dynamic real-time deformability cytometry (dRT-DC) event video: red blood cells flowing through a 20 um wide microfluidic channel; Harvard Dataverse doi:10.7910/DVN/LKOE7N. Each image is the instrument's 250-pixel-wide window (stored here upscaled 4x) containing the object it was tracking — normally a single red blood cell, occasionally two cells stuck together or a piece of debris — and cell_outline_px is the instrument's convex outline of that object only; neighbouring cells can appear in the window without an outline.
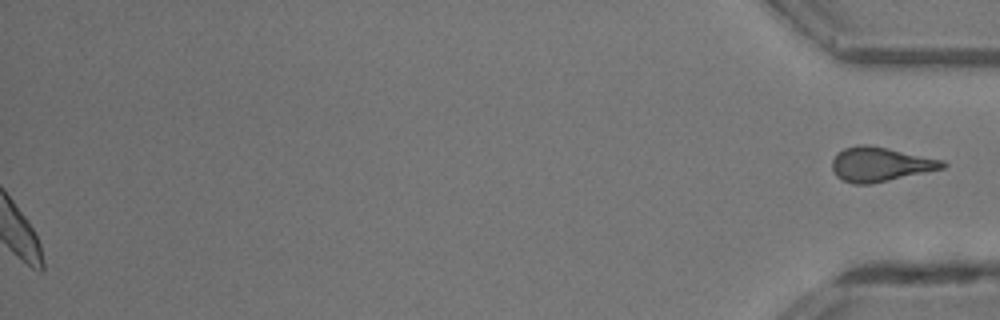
{"species": "common noctule bat (a hibernating species)", "species_latin": "Nyctalus noctula", "temperature_condition": "room temperature", "stored_images_in_passage": 40, "segment_of_instrument_passage": [2, 2], "camera_frame_rate_fps": 3000, "um_per_image_px": 0.085, "animal": {"sex": "male", "body_mass_g": 13.3}, "frame": {"image": 1, "passage_image": 40, "time_ms": 13.0, "image_size_px": [1000, 320], "cell_outline_px": [[948, 164], [944, 168], [888, 180], [868, 184], [852, 184], [836, 176], [832, 168], [832, 160], [844, 148], [856, 144], [868, 144], [888, 148], [944, 160]], "centroid_in_image_um": [74.82, 13.95], "position_along_channel_um": 360.4, "area_um2": 21.96}}